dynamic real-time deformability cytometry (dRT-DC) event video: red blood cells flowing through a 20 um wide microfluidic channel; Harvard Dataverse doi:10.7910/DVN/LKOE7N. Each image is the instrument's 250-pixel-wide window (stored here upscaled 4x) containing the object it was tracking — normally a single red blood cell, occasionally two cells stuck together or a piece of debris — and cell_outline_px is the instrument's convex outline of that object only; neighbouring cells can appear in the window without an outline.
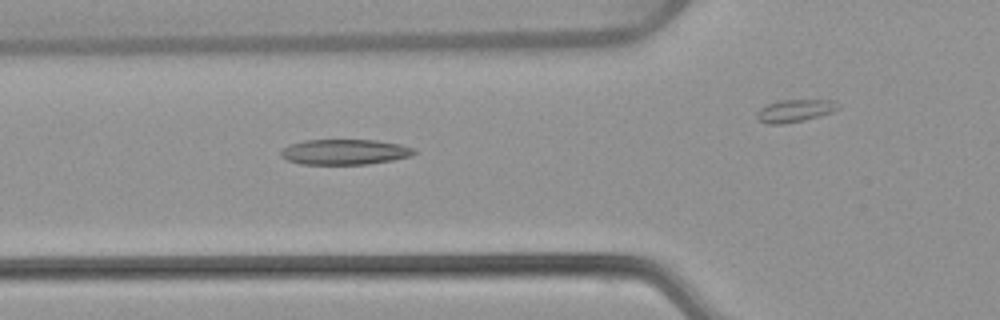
{"species": "common noctule bat (a hibernating species)", "species_latin": "Nyctalus noctula", "temperature_condition": "warm", "stored_images_in_passage": 40, "camera_frame_rate_fps": 3000, "um_per_image_px": 0.085, "animal": {"sex": "female", "body_mass_g": 22.7, "forearm_length_mm": 54.2}, "frame": {"image": 1, "passage_image": 18, "time_ms": 5.667, "image_size_px": [1000, 320], "cell_outline_px": [[416, 152], [412, 156], [392, 160], [368, 164], [300, 164], [288, 160], [280, 156], [280, 152], [288, 144], [304, 140], [376, 140], [400, 144], [412, 148]], "centroid_in_image_um": [29.28, 12.91], "position_along_channel_um": 96.5, "area_um2": 19.71}}